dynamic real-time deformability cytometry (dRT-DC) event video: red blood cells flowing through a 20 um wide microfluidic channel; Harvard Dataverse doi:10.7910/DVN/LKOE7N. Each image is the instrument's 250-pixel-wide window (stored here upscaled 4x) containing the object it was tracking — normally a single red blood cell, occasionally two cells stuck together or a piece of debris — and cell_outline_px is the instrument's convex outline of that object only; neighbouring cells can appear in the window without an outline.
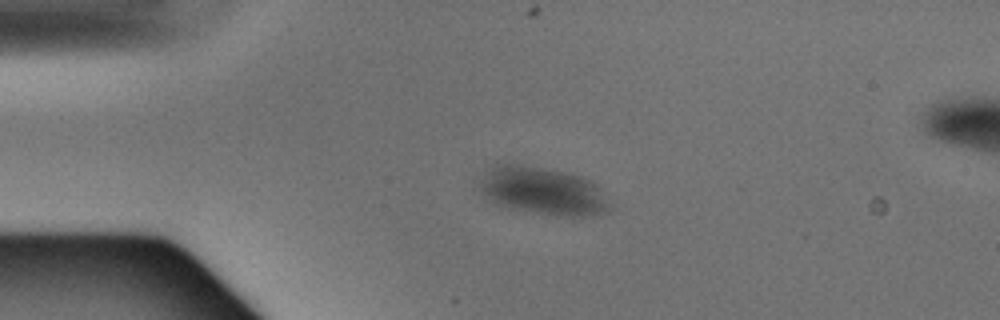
{"species": "Egyptian fruit bat (a non-hibernating species)", "species_latin": "Rousettus aegyptiacus", "temperature_condition": "warm", "stored_images_in_passage": 6, "camera_frame_rate_fps": 3000, "um_per_image_px": 0.085, "animal": {"sex": "male"}, "frame": {"image": 1, "passage_image": 4, "time_ms": 1.0, "image_size_px": [1000, 320], "cell_outline_px": [[608, 212], [584, 216], [564, 216], [536, 212], [512, 208], [492, 204], [472, 188], [484, 172], [492, 164], [520, 164], [564, 172], [580, 176], [596, 184], [600, 188], [608, 208]], "centroid_in_image_um": [45.94, 16.21], "position_along_channel_um": 39.1, "area_um2": 36.47}}